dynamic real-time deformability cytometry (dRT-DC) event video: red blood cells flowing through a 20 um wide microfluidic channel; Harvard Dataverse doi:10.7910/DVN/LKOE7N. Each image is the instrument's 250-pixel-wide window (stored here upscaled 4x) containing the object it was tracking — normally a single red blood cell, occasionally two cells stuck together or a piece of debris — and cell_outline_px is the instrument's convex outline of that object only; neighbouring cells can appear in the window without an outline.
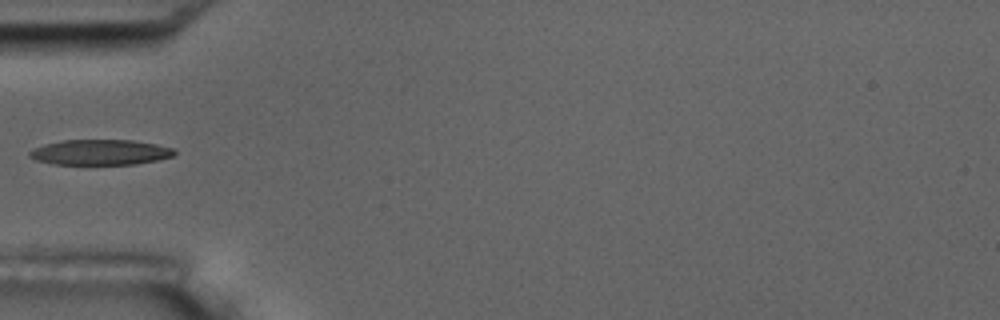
{"species": "common noctule bat (a hibernating species)", "species_latin": "Nyctalus noctula", "temperature_condition": "room temperature", "stored_images_in_passage": 4, "camera_frame_rate_fps": 3000, "um_per_image_px": 0.085, "animal": {"sex": "male", "body_mass_g": 17.5, "forearm_length_mm": 52.3}, "frame": {"image": 1, "passage_image": 4, "time_ms": 4.333, "image_size_px": [1000, 320], "cell_outline_px": [[176, 152], [172, 156], [156, 160], [136, 164], [52, 164], [36, 160], [28, 156], [28, 152], [32, 148], [44, 144], [64, 140], [132, 140], [156, 144], [172, 148]], "centroid_in_image_um": [8.47, 12.94], "position_along_channel_um": 76.5, "area_um2": 21.39}}